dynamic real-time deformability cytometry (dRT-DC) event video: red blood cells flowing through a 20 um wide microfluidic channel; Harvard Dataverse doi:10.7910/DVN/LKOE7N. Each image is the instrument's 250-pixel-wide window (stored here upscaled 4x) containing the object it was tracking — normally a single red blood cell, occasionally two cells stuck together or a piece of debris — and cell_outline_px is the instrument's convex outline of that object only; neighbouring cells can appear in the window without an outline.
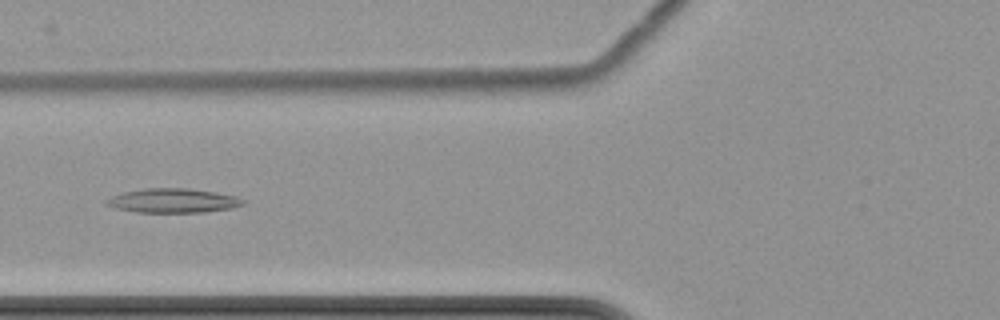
{"species": "common noctule bat (a hibernating species)", "species_latin": "Nyctalus noctula", "temperature_condition": "cold", "stored_images_in_passage": 11, "camera_frame_rate_fps": 3000, "um_per_image_px": 0.085, "animal": {"sex": "female", "body_mass_g": 22.7, "forearm_length_mm": 54.2}, "frame": {"image": 1, "passage_image": 8, "time_ms": 10.0, "image_size_px": [1000, 320], "cell_outline_px": [[244, 204], [232, 208], [204, 212], [136, 212], [112, 208], [104, 204], [112, 196], [124, 192], [144, 188], [188, 188], [216, 192], [236, 196], [244, 200]], "centroid_in_image_um": [14.7, 17.05], "position_along_channel_um": 111.1, "area_um2": 19.31}}
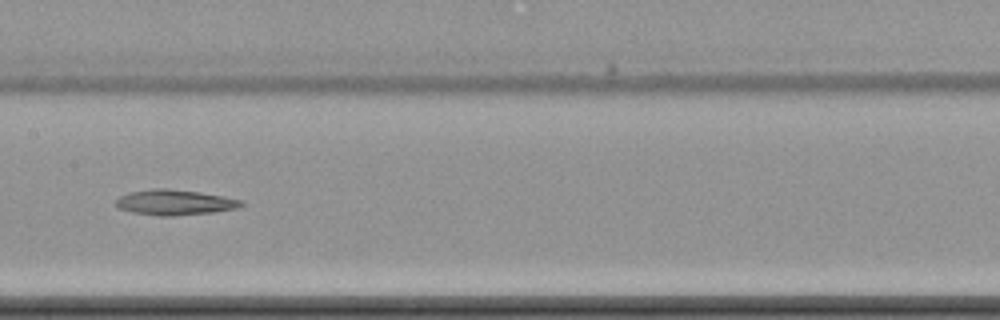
{"frame": {"image": 2, "passage_image": 10, "time_ms": 12.333, "image_size_px": [1000, 320], "cell_outline_px": [[244, 204], [240, 208], [212, 212], [172, 216], [160, 216], [132, 212], [120, 208], [116, 204], [116, 200], [120, 196], [128, 192], [152, 188], [168, 188], [200, 192], [224, 196], [240, 200]], "centroid_in_image_um": [14.86, 17.19], "position_along_channel_um": 192.5, "area_um2": 18.55}}
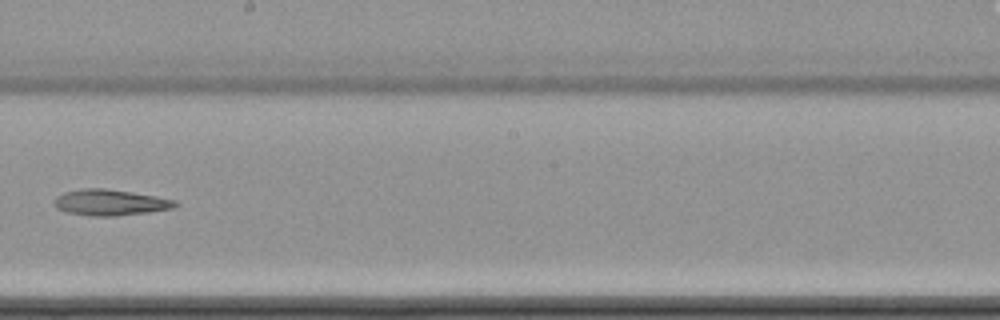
{"frame": {"image": 3, "passage_image": 11, "time_ms": 13.667, "image_size_px": [1000, 320], "cell_outline_px": [[180, 204], [172, 208], [148, 212], [116, 216], [92, 216], [64, 212], [56, 208], [52, 204], [52, 200], [56, 196], [64, 192], [80, 188], [104, 188], [132, 192], [156, 196], [176, 200]], "centroid_in_image_um": [9.31, 17.2], "position_along_channel_um": 238.9, "area_um2": 18.61}}